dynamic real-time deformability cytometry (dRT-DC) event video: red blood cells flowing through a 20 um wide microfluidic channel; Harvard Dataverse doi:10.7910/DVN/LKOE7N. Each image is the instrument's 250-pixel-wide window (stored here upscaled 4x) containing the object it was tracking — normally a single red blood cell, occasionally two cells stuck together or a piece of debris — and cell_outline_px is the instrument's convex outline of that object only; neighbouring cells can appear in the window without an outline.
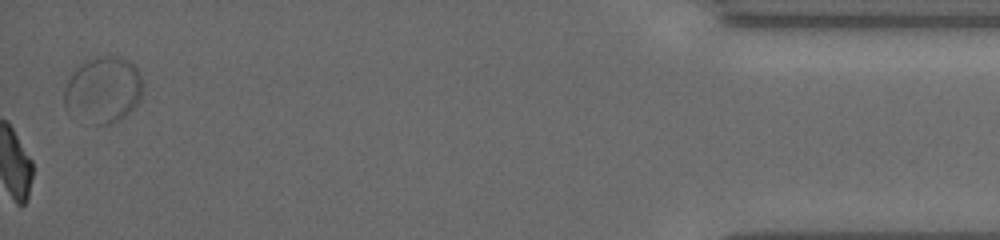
{"species": "common noctule bat (a hibernating species)", "species_latin": "Nyctalus noctula", "temperature_condition": "cold", "stored_images_in_passage": 53, "camera_frame_rate_fps": 3000, "um_per_image_px": 0.085, "animal": {"sex": "female", "body_mass_g": 19.5, "forearm_length_mm": 54.1}, "frame": {"image": 1, "passage_image": 53, "time_ms": 17.333, "image_size_px": [1000, 240], "cell_outline_px": [[144, 84], [140, 100], [124, 116], [112, 124], [96, 124], [72, 120], [68, 116], [64, 108], [64, 88], [68, 80], [80, 64], [96, 56], [120, 56], [136, 64], [140, 72]], "centroid_in_image_um": [8.75, 7.66], "position_along_channel_um": 426.5, "area_um2": 31.21}}